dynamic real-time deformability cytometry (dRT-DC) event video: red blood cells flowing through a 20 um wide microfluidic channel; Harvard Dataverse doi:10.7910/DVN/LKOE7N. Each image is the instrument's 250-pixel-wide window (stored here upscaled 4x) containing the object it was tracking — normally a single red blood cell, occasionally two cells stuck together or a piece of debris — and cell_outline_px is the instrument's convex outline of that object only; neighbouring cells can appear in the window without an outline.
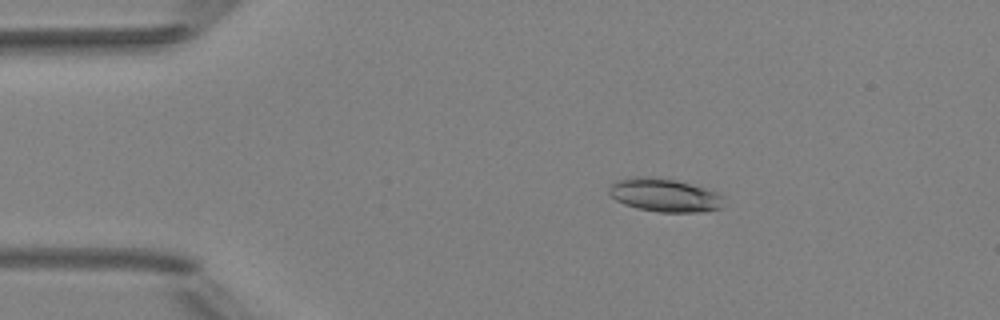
{"species": "Egyptian fruit bat (a non-hibernating species)", "species_latin": "Rousettus aegyptiacus", "temperature_condition": "room temperature", "stored_images_in_passage": 7, "camera_frame_rate_fps": 3000, "um_per_image_px": 0.085, "animal": {"sex": "female"}, "frame": {"image": 1, "passage_image": 2, "time_ms": 2.0, "image_size_px": [1000, 320], "cell_outline_px": [[724, 196], [720, 208], [704, 212], [656, 212], [636, 208], [624, 204], [616, 200], [608, 192], [608, 188], [616, 180], [632, 176], [648, 176], [676, 180], [720, 192]], "centroid_in_image_um": [56.48, 16.58], "position_along_channel_um": 28.5, "area_um2": 22.54}}
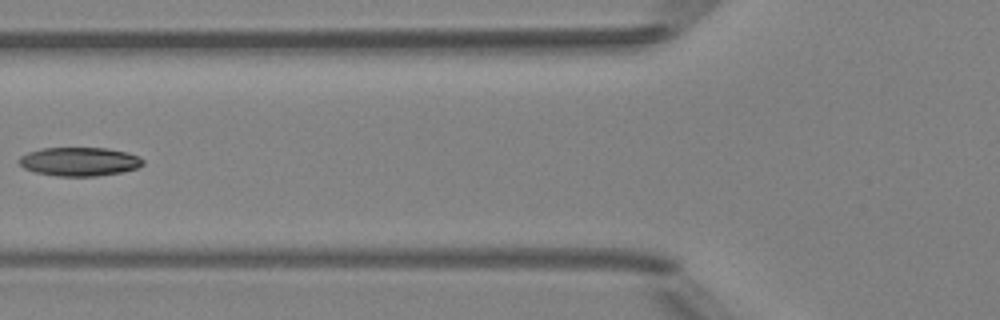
{"frame": {"image": 2, "passage_image": 5, "time_ms": 5.667, "image_size_px": [1000, 320], "cell_outline_px": [[144, 164], [136, 168], [120, 172], [96, 176], [56, 176], [36, 172], [24, 168], [16, 160], [20, 156], [28, 152], [44, 148], [108, 148], [128, 152], [144, 160]], "centroid_in_image_um": [6.73, 13.73], "position_along_channel_um": 119.1, "area_um2": 20.69}}
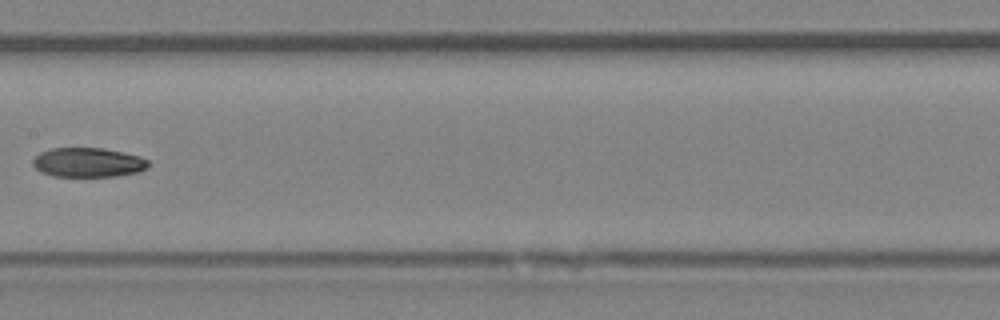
{"frame": {"image": 3, "passage_image": 7, "time_ms": 7.667, "image_size_px": [1000, 320], "cell_outline_px": [[148, 168], [136, 172], [116, 176], [52, 176], [40, 172], [32, 164], [32, 160], [40, 152], [52, 148], [104, 148], [124, 152], [140, 156], [148, 160]], "centroid_in_image_um": [7.47, 13.8], "position_along_channel_um": 199.9, "area_um2": 19.83}}